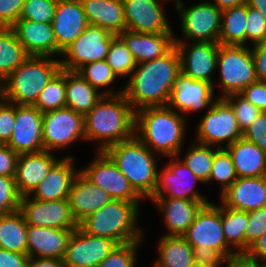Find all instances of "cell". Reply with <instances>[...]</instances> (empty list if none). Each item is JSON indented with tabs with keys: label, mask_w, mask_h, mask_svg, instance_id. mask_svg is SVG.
I'll return each mask as SVG.
<instances>
[{
	"label": "cell",
	"mask_w": 266,
	"mask_h": 267,
	"mask_svg": "<svg viewBox=\"0 0 266 267\" xmlns=\"http://www.w3.org/2000/svg\"><path fill=\"white\" fill-rule=\"evenodd\" d=\"M159 241V260L153 267H190L199 255L183 236L164 235Z\"/></svg>",
	"instance_id": "cell-33"
},
{
	"label": "cell",
	"mask_w": 266,
	"mask_h": 267,
	"mask_svg": "<svg viewBox=\"0 0 266 267\" xmlns=\"http://www.w3.org/2000/svg\"><path fill=\"white\" fill-rule=\"evenodd\" d=\"M263 267H266V261H265V262H263Z\"/></svg>",
	"instance_id": "cell-64"
},
{
	"label": "cell",
	"mask_w": 266,
	"mask_h": 267,
	"mask_svg": "<svg viewBox=\"0 0 266 267\" xmlns=\"http://www.w3.org/2000/svg\"><path fill=\"white\" fill-rule=\"evenodd\" d=\"M6 26L0 21V30L5 29Z\"/></svg>",
	"instance_id": "cell-63"
},
{
	"label": "cell",
	"mask_w": 266,
	"mask_h": 267,
	"mask_svg": "<svg viewBox=\"0 0 266 267\" xmlns=\"http://www.w3.org/2000/svg\"><path fill=\"white\" fill-rule=\"evenodd\" d=\"M123 91L121 89L115 94L112 90L98 93L96 88L92 87L75 71H66V107L84 116L94 108L104 95H118L122 94Z\"/></svg>",
	"instance_id": "cell-32"
},
{
	"label": "cell",
	"mask_w": 266,
	"mask_h": 267,
	"mask_svg": "<svg viewBox=\"0 0 266 267\" xmlns=\"http://www.w3.org/2000/svg\"><path fill=\"white\" fill-rule=\"evenodd\" d=\"M73 232L74 229L27 225V255L29 258L62 260Z\"/></svg>",
	"instance_id": "cell-23"
},
{
	"label": "cell",
	"mask_w": 266,
	"mask_h": 267,
	"mask_svg": "<svg viewBox=\"0 0 266 267\" xmlns=\"http://www.w3.org/2000/svg\"><path fill=\"white\" fill-rule=\"evenodd\" d=\"M180 73V55L174 46L160 58L137 64L123 94L134 111L144 107L167 106L173 82Z\"/></svg>",
	"instance_id": "cell-1"
},
{
	"label": "cell",
	"mask_w": 266,
	"mask_h": 267,
	"mask_svg": "<svg viewBox=\"0 0 266 267\" xmlns=\"http://www.w3.org/2000/svg\"><path fill=\"white\" fill-rule=\"evenodd\" d=\"M126 176L142 198H150L157 185L155 152L150 151L135 135L104 151Z\"/></svg>",
	"instance_id": "cell-4"
},
{
	"label": "cell",
	"mask_w": 266,
	"mask_h": 267,
	"mask_svg": "<svg viewBox=\"0 0 266 267\" xmlns=\"http://www.w3.org/2000/svg\"><path fill=\"white\" fill-rule=\"evenodd\" d=\"M237 178L231 155L225 148H220L214 155L209 181H219L222 194Z\"/></svg>",
	"instance_id": "cell-41"
},
{
	"label": "cell",
	"mask_w": 266,
	"mask_h": 267,
	"mask_svg": "<svg viewBox=\"0 0 266 267\" xmlns=\"http://www.w3.org/2000/svg\"><path fill=\"white\" fill-rule=\"evenodd\" d=\"M231 155L238 178L266 176V151L243 137L224 147Z\"/></svg>",
	"instance_id": "cell-31"
},
{
	"label": "cell",
	"mask_w": 266,
	"mask_h": 267,
	"mask_svg": "<svg viewBox=\"0 0 266 267\" xmlns=\"http://www.w3.org/2000/svg\"><path fill=\"white\" fill-rule=\"evenodd\" d=\"M246 0H215L213 3L218 9L225 10L245 3Z\"/></svg>",
	"instance_id": "cell-60"
},
{
	"label": "cell",
	"mask_w": 266,
	"mask_h": 267,
	"mask_svg": "<svg viewBox=\"0 0 266 267\" xmlns=\"http://www.w3.org/2000/svg\"><path fill=\"white\" fill-rule=\"evenodd\" d=\"M30 198V195L21 196L19 204V211L27 225L74 230L78 228L67 199L40 201Z\"/></svg>",
	"instance_id": "cell-14"
},
{
	"label": "cell",
	"mask_w": 266,
	"mask_h": 267,
	"mask_svg": "<svg viewBox=\"0 0 266 267\" xmlns=\"http://www.w3.org/2000/svg\"><path fill=\"white\" fill-rule=\"evenodd\" d=\"M106 62L116 76L132 74L137 65L132 53L118 35L111 41Z\"/></svg>",
	"instance_id": "cell-40"
},
{
	"label": "cell",
	"mask_w": 266,
	"mask_h": 267,
	"mask_svg": "<svg viewBox=\"0 0 266 267\" xmlns=\"http://www.w3.org/2000/svg\"><path fill=\"white\" fill-rule=\"evenodd\" d=\"M25 0H0V21L11 27L19 20Z\"/></svg>",
	"instance_id": "cell-52"
},
{
	"label": "cell",
	"mask_w": 266,
	"mask_h": 267,
	"mask_svg": "<svg viewBox=\"0 0 266 267\" xmlns=\"http://www.w3.org/2000/svg\"><path fill=\"white\" fill-rule=\"evenodd\" d=\"M233 108L235 118L242 133L247 130L251 122L261 111L244 99L240 94H232L224 98ZM236 100V101H235Z\"/></svg>",
	"instance_id": "cell-45"
},
{
	"label": "cell",
	"mask_w": 266,
	"mask_h": 267,
	"mask_svg": "<svg viewBox=\"0 0 266 267\" xmlns=\"http://www.w3.org/2000/svg\"><path fill=\"white\" fill-rule=\"evenodd\" d=\"M185 126L183 116L168 106L135 110V136L150 151H157L164 156L178 157L184 141ZM137 131H140V135Z\"/></svg>",
	"instance_id": "cell-3"
},
{
	"label": "cell",
	"mask_w": 266,
	"mask_h": 267,
	"mask_svg": "<svg viewBox=\"0 0 266 267\" xmlns=\"http://www.w3.org/2000/svg\"><path fill=\"white\" fill-rule=\"evenodd\" d=\"M138 203L112 200L96 212L86 216L78 227L86 234L106 237L124 244L142 241V230L136 228Z\"/></svg>",
	"instance_id": "cell-5"
},
{
	"label": "cell",
	"mask_w": 266,
	"mask_h": 267,
	"mask_svg": "<svg viewBox=\"0 0 266 267\" xmlns=\"http://www.w3.org/2000/svg\"><path fill=\"white\" fill-rule=\"evenodd\" d=\"M257 79L266 82V40L254 44L252 49Z\"/></svg>",
	"instance_id": "cell-55"
},
{
	"label": "cell",
	"mask_w": 266,
	"mask_h": 267,
	"mask_svg": "<svg viewBox=\"0 0 266 267\" xmlns=\"http://www.w3.org/2000/svg\"><path fill=\"white\" fill-rule=\"evenodd\" d=\"M11 28L29 56L53 57L57 43L51 23L19 19Z\"/></svg>",
	"instance_id": "cell-24"
},
{
	"label": "cell",
	"mask_w": 266,
	"mask_h": 267,
	"mask_svg": "<svg viewBox=\"0 0 266 267\" xmlns=\"http://www.w3.org/2000/svg\"><path fill=\"white\" fill-rule=\"evenodd\" d=\"M29 57L11 27L0 30V79L3 81Z\"/></svg>",
	"instance_id": "cell-36"
},
{
	"label": "cell",
	"mask_w": 266,
	"mask_h": 267,
	"mask_svg": "<svg viewBox=\"0 0 266 267\" xmlns=\"http://www.w3.org/2000/svg\"><path fill=\"white\" fill-rule=\"evenodd\" d=\"M228 267H263V262L259 259L249 256L246 252H236L221 260Z\"/></svg>",
	"instance_id": "cell-54"
},
{
	"label": "cell",
	"mask_w": 266,
	"mask_h": 267,
	"mask_svg": "<svg viewBox=\"0 0 266 267\" xmlns=\"http://www.w3.org/2000/svg\"><path fill=\"white\" fill-rule=\"evenodd\" d=\"M164 214L165 224L169 231L166 236H182L201 208L209 201H191L181 198L157 197L151 199Z\"/></svg>",
	"instance_id": "cell-29"
},
{
	"label": "cell",
	"mask_w": 266,
	"mask_h": 267,
	"mask_svg": "<svg viewBox=\"0 0 266 267\" xmlns=\"http://www.w3.org/2000/svg\"><path fill=\"white\" fill-rule=\"evenodd\" d=\"M221 196L223 206L233 210L266 207V176L237 178Z\"/></svg>",
	"instance_id": "cell-22"
},
{
	"label": "cell",
	"mask_w": 266,
	"mask_h": 267,
	"mask_svg": "<svg viewBox=\"0 0 266 267\" xmlns=\"http://www.w3.org/2000/svg\"><path fill=\"white\" fill-rule=\"evenodd\" d=\"M27 267H65L61 259L29 258Z\"/></svg>",
	"instance_id": "cell-58"
},
{
	"label": "cell",
	"mask_w": 266,
	"mask_h": 267,
	"mask_svg": "<svg viewBox=\"0 0 266 267\" xmlns=\"http://www.w3.org/2000/svg\"><path fill=\"white\" fill-rule=\"evenodd\" d=\"M42 119L43 113L34 105H16L14 130L7 145L18 154L43 151Z\"/></svg>",
	"instance_id": "cell-18"
},
{
	"label": "cell",
	"mask_w": 266,
	"mask_h": 267,
	"mask_svg": "<svg viewBox=\"0 0 266 267\" xmlns=\"http://www.w3.org/2000/svg\"><path fill=\"white\" fill-rule=\"evenodd\" d=\"M217 67L220 68L221 92L224 95L219 98L240 94L258 80L252 49L246 46L219 44Z\"/></svg>",
	"instance_id": "cell-8"
},
{
	"label": "cell",
	"mask_w": 266,
	"mask_h": 267,
	"mask_svg": "<svg viewBox=\"0 0 266 267\" xmlns=\"http://www.w3.org/2000/svg\"><path fill=\"white\" fill-rule=\"evenodd\" d=\"M243 138L266 151V112H261L251 122L247 130L243 132Z\"/></svg>",
	"instance_id": "cell-50"
},
{
	"label": "cell",
	"mask_w": 266,
	"mask_h": 267,
	"mask_svg": "<svg viewBox=\"0 0 266 267\" xmlns=\"http://www.w3.org/2000/svg\"><path fill=\"white\" fill-rule=\"evenodd\" d=\"M67 200L74 219L79 223L113 199L107 191L91 183L79 172L72 183Z\"/></svg>",
	"instance_id": "cell-26"
},
{
	"label": "cell",
	"mask_w": 266,
	"mask_h": 267,
	"mask_svg": "<svg viewBox=\"0 0 266 267\" xmlns=\"http://www.w3.org/2000/svg\"><path fill=\"white\" fill-rule=\"evenodd\" d=\"M198 124L197 136L201 144L212 146L227 141V147L243 137L233 108L224 98H217Z\"/></svg>",
	"instance_id": "cell-10"
},
{
	"label": "cell",
	"mask_w": 266,
	"mask_h": 267,
	"mask_svg": "<svg viewBox=\"0 0 266 267\" xmlns=\"http://www.w3.org/2000/svg\"><path fill=\"white\" fill-rule=\"evenodd\" d=\"M58 0H25L19 19L51 23Z\"/></svg>",
	"instance_id": "cell-43"
},
{
	"label": "cell",
	"mask_w": 266,
	"mask_h": 267,
	"mask_svg": "<svg viewBox=\"0 0 266 267\" xmlns=\"http://www.w3.org/2000/svg\"><path fill=\"white\" fill-rule=\"evenodd\" d=\"M221 223L227 244L245 252V230L248 223V212L233 210L221 205Z\"/></svg>",
	"instance_id": "cell-37"
},
{
	"label": "cell",
	"mask_w": 266,
	"mask_h": 267,
	"mask_svg": "<svg viewBox=\"0 0 266 267\" xmlns=\"http://www.w3.org/2000/svg\"><path fill=\"white\" fill-rule=\"evenodd\" d=\"M84 122L85 139L99 141V152L135 135V111L123 93L104 95L84 116Z\"/></svg>",
	"instance_id": "cell-2"
},
{
	"label": "cell",
	"mask_w": 266,
	"mask_h": 267,
	"mask_svg": "<svg viewBox=\"0 0 266 267\" xmlns=\"http://www.w3.org/2000/svg\"><path fill=\"white\" fill-rule=\"evenodd\" d=\"M73 160L70 156L60 158L30 194L32 198L40 201L67 199L72 183L79 174L74 169Z\"/></svg>",
	"instance_id": "cell-27"
},
{
	"label": "cell",
	"mask_w": 266,
	"mask_h": 267,
	"mask_svg": "<svg viewBox=\"0 0 266 267\" xmlns=\"http://www.w3.org/2000/svg\"><path fill=\"white\" fill-rule=\"evenodd\" d=\"M223 148L219 146L217 150L211 149L210 145L201 144L198 142L191 144L185 158L181 160L198 178L203 182H209L211 168L214 160L215 153Z\"/></svg>",
	"instance_id": "cell-39"
},
{
	"label": "cell",
	"mask_w": 266,
	"mask_h": 267,
	"mask_svg": "<svg viewBox=\"0 0 266 267\" xmlns=\"http://www.w3.org/2000/svg\"><path fill=\"white\" fill-rule=\"evenodd\" d=\"M162 171H158L157 185L153 195L149 199L157 197L181 198L191 201H207L205 196L194 190L195 183L203 182L181 160L174 156ZM161 172V173H160ZM189 182V183H188ZM192 183V184H191ZM167 196L164 195V193Z\"/></svg>",
	"instance_id": "cell-16"
},
{
	"label": "cell",
	"mask_w": 266,
	"mask_h": 267,
	"mask_svg": "<svg viewBox=\"0 0 266 267\" xmlns=\"http://www.w3.org/2000/svg\"><path fill=\"white\" fill-rule=\"evenodd\" d=\"M246 42L253 41V45L266 40V19L257 9L247 5V19L245 24Z\"/></svg>",
	"instance_id": "cell-47"
},
{
	"label": "cell",
	"mask_w": 266,
	"mask_h": 267,
	"mask_svg": "<svg viewBox=\"0 0 266 267\" xmlns=\"http://www.w3.org/2000/svg\"><path fill=\"white\" fill-rule=\"evenodd\" d=\"M89 25L99 26L114 35L126 30L122 0H80Z\"/></svg>",
	"instance_id": "cell-30"
},
{
	"label": "cell",
	"mask_w": 266,
	"mask_h": 267,
	"mask_svg": "<svg viewBox=\"0 0 266 267\" xmlns=\"http://www.w3.org/2000/svg\"><path fill=\"white\" fill-rule=\"evenodd\" d=\"M16 118V104L0 101V144H7L12 136Z\"/></svg>",
	"instance_id": "cell-49"
},
{
	"label": "cell",
	"mask_w": 266,
	"mask_h": 267,
	"mask_svg": "<svg viewBox=\"0 0 266 267\" xmlns=\"http://www.w3.org/2000/svg\"><path fill=\"white\" fill-rule=\"evenodd\" d=\"M34 106L42 113L66 107V71L60 69L37 97Z\"/></svg>",
	"instance_id": "cell-38"
},
{
	"label": "cell",
	"mask_w": 266,
	"mask_h": 267,
	"mask_svg": "<svg viewBox=\"0 0 266 267\" xmlns=\"http://www.w3.org/2000/svg\"><path fill=\"white\" fill-rule=\"evenodd\" d=\"M221 265L220 259L199 256L190 267H220Z\"/></svg>",
	"instance_id": "cell-59"
},
{
	"label": "cell",
	"mask_w": 266,
	"mask_h": 267,
	"mask_svg": "<svg viewBox=\"0 0 266 267\" xmlns=\"http://www.w3.org/2000/svg\"><path fill=\"white\" fill-rule=\"evenodd\" d=\"M20 197L15 186V177L0 176V215L19 210Z\"/></svg>",
	"instance_id": "cell-46"
},
{
	"label": "cell",
	"mask_w": 266,
	"mask_h": 267,
	"mask_svg": "<svg viewBox=\"0 0 266 267\" xmlns=\"http://www.w3.org/2000/svg\"><path fill=\"white\" fill-rule=\"evenodd\" d=\"M116 35L94 25H88L86 29L62 52L60 59L61 69L65 71H77L81 66L106 60L112 39Z\"/></svg>",
	"instance_id": "cell-9"
},
{
	"label": "cell",
	"mask_w": 266,
	"mask_h": 267,
	"mask_svg": "<svg viewBox=\"0 0 266 267\" xmlns=\"http://www.w3.org/2000/svg\"><path fill=\"white\" fill-rule=\"evenodd\" d=\"M97 158L80 173L91 183L107 191L113 200L139 202L142 197L134 190L126 176L105 152H97Z\"/></svg>",
	"instance_id": "cell-13"
},
{
	"label": "cell",
	"mask_w": 266,
	"mask_h": 267,
	"mask_svg": "<svg viewBox=\"0 0 266 267\" xmlns=\"http://www.w3.org/2000/svg\"><path fill=\"white\" fill-rule=\"evenodd\" d=\"M92 87L99 88L114 82L116 75L106 60H98L81 66L77 71Z\"/></svg>",
	"instance_id": "cell-42"
},
{
	"label": "cell",
	"mask_w": 266,
	"mask_h": 267,
	"mask_svg": "<svg viewBox=\"0 0 266 267\" xmlns=\"http://www.w3.org/2000/svg\"><path fill=\"white\" fill-rule=\"evenodd\" d=\"M221 19L223 20H221L218 42L221 45L244 46L247 3L223 10Z\"/></svg>",
	"instance_id": "cell-35"
},
{
	"label": "cell",
	"mask_w": 266,
	"mask_h": 267,
	"mask_svg": "<svg viewBox=\"0 0 266 267\" xmlns=\"http://www.w3.org/2000/svg\"><path fill=\"white\" fill-rule=\"evenodd\" d=\"M117 245L112 239L86 234L78 227L69 239L62 261L65 267H97Z\"/></svg>",
	"instance_id": "cell-15"
},
{
	"label": "cell",
	"mask_w": 266,
	"mask_h": 267,
	"mask_svg": "<svg viewBox=\"0 0 266 267\" xmlns=\"http://www.w3.org/2000/svg\"><path fill=\"white\" fill-rule=\"evenodd\" d=\"M18 157L7 144H0V176L15 177Z\"/></svg>",
	"instance_id": "cell-53"
},
{
	"label": "cell",
	"mask_w": 266,
	"mask_h": 267,
	"mask_svg": "<svg viewBox=\"0 0 266 267\" xmlns=\"http://www.w3.org/2000/svg\"><path fill=\"white\" fill-rule=\"evenodd\" d=\"M51 25L61 55L89 25L80 0H58Z\"/></svg>",
	"instance_id": "cell-20"
},
{
	"label": "cell",
	"mask_w": 266,
	"mask_h": 267,
	"mask_svg": "<svg viewBox=\"0 0 266 267\" xmlns=\"http://www.w3.org/2000/svg\"><path fill=\"white\" fill-rule=\"evenodd\" d=\"M162 1L122 0L126 30L135 33H172L164 16Z\"/></svg>",
	"instance_id": "cell-19"
},
{
	"label": "cell",
	"mask_w": 266,
	"mask_h": 267,
	"mask_svg": "<svg viewBox=\"0 0 266 267\" xmlns=\"http://www.w3.org/2000/svg\"><path fill=\"white\" fill-rule=\"evenodd\" d=\"M84 123V115L67 107L43 113L44 150L66 148L76 140L85 139Z\"/></svg>",
	"instance_id": "cell-11"
},
{
	"label": "cell",
	"mask_w": 266,
	"mask_h": 267,
	"mask_svg": "<svg viewBox=\"0 0 266 267\" xmlns=\"http://www.w3.org/2000/svg\"><path fill=\"white\" fill-rule=\"evenodd\" d=\"M58 160L47 150L19 154L15 173L18 194L30 195Z\"/></svg>",
	"instance_id": "cell-25"
},
{
	"label": "cell",
	"mask_w": 266,
	"mask_h": 267,
	"mask_svg": "<svg viewBox=\"0 0 266 267\" xmlns=\"http://www.w3.org/2000/svg\"><path fill=\"white\" fill-rule=\"evenodd\" d=\"M180 61L181 72L193 80L206 81L213 85L211 73L217 67L219 42H195L189 46L184 41L174 38ZM188 47V49H187Z\"/></svg>",
	"instance_id": "cell-17"
},
{
	"label": "cell",
	"mask_w": 266,
	"mask_h": 267,
	"mask_svg": "<svg viewBox=\"0 0 266 267\" xmlns=\"http://www.w3.org/2000/svg\"><path fill=\"white\" fill-rule=\"evenodd\" d=\"M140 242L118 244L97 267H134L137 255L135 250L140 246Z\"/></svg>",
	"instance_id": "cell-44"
},
{
	"label": "cell",
	"mask_w": 266,
	"mask_h": 267,
	"mask_svg": "<svg viewBox=\"0 0 266 267\" xmlns=\"http://www.w3.org/2000/svg\"><path fill=\"white\" fill-rule=\"evenodd\" d=\"M60 69V59L29 56L2 81L3 99L16 105H34Z\"/></svg>",
	"instance_id": "cell-6"
},
{
	"label": "cell",
	"mask_w": 266,
	"mask_h": 267,
	"mask_svg": "<svg viewBox=\"0 0 266 267\" xmlns=\"http://www.w3.org/2000/svg\"><path fill=\"white\" fill-rule=\"evenodd\" d=\"M29 256L0 248V267H27Z\"/></svg>",
	"instance_id": "cell-56"
},
{
	"label": "cell",
	"mask_w": 266,
	"mask_h": 267,
	"mask_svg": "<svg viewBox=\"0 0 266 267\" xmlns=\"http://www.w3.org/2000/svg\"><path fill=\"white\" fill-rule=\"evenodd\" d=\"M118 36L132 53L136 64L160 58L175 46L173 33H135L124 30Z\"/></svg>",
	"instance_id": "cell-28"
},
{
	"label": "cell",
	"mask_w": 266,
	"mask_h": 267,
	"mask_svg": "<svg viewBox=\"0 0 266 267\" xmlns=\"http://www.w3.org/2000/svg\"><path fill=\"white\" fill-rule=\"evenodd\" d=\"M176 9L179 10L181 28L186 38L195 42H218L222 10L218 9L213 2H201L194 6L183 7L184 4L175 1Z\"/></svg>",
	"instance_id": "cell-12"
},
{
	"label": "cell",
	"mask_w": 266,
	"mask_h": 267,
	"mask_svg": "<svg viewBox=\"0 0 266 267\" xmlns=\"http://www.w3.org/2000/svg\"><path fill=\"white\" fill-rule=\"evenodd\" d=\"M247 5L259 10L266 19V0H246Z\"/></svg>",
	"instance_id": "cell-61"
},
{
	"label": "cell",
	"mask_w": 266,
	"mask_h": 267,
	"mask_svg": "<svg viewBox=\"0 0 266 267\" xmlns=\"http://www.w3.org/2000/svg\"><path fill=\"white\" fill-rule=\"evenodd\" d=\"M3 99V84L2 80L0 79V101Z\"/></svg>",
	"instance_id": "cell-62"
},
{
	"label": "cell",
	"mask_w": 266,
	"mask_h": 267,
	"mask_svg": "<svg viewBox=\"0 0 266 267\" xmlns=\"http://www.w3.org/2000/svg\"><path fill=\"white\" fill-rule=\"evenodd\" d=\"M0 248L27 255V224L19 210L0 215Z\"/></svg>",
	"instance_id": "cell-34"
},
{
	"label": "cell",
	"mask_w": 266,
	"mask_h": 267,
	"mask_svg": "<svg viewBox=\"0 0 266 267\" xmlns=\"http://www.w3.org/2000/svg\"><path fill=\"white\" fill-rule=\"evenodd\" d=\"M240 95L258 108L266 112V82L257 80L245 87Z\"/></svg>",
	"instance_id": "cell-51"
},
{
	"label": "cell",
	"mask_w": 266,
	"mask_h": 267,
	"mask_svg": "<svg viewBox=\"0 0 266 267\" xmlns=\"http://www.w3.org/2000/svg\"><path fill=\"white\" fill-rule=\"evenodd\" d=\"M266 232V207L248 211V223L245 230V252Z\"/></svg>",
	"instance_id": "cell-48"
},
{
	"label": "cell",
	"mask_w": 266,
	"mask_h": 267,
	"mask_svg": "<svg viewBox=\"0 0 266 267\" xmlns=\"http://www.w3.org/2000/svg\"><path fill=\"white\" fill-rule=\"evenodd\" d=\"M246 253L262 262L266 261V232L262 234L246 251Z\"/></svg>",
	"instance_id": "cell-57"
},
{
	"label": "cell",
	"mask_w": 266,
	"mask_h": 267,
	"mask_svg": "<svg viewBox=\"0 0 266 267\" xmlns=\"http://www.w3.org/2000/svg\"><path fill=\"white\" fill-rule=\"evenodd\" d=\"M194 251L202 257L222 260L236 253L225 240L221 223V206L208 203L196 215L187 231L182 235Z\"/></svg>",
	"instance_id": "cell-7"
},
{
	"label": "cell",
	"mask_w": 266,
	"mask_h": 267,
	"mask_svg": "<svg viewBox=\"0 0 266 267\" xmlns=\"http://www.w3.org/2000/svg\"><path fill=\"white\" fill-rule=\"evenodd\" d=\"M213 85L200 80H193L182 72L173 82L168 107L178 108L183 113L195 112L212 104Z\"/></svg>",
	"instance_id": "cell-21"
}]
</instances>
